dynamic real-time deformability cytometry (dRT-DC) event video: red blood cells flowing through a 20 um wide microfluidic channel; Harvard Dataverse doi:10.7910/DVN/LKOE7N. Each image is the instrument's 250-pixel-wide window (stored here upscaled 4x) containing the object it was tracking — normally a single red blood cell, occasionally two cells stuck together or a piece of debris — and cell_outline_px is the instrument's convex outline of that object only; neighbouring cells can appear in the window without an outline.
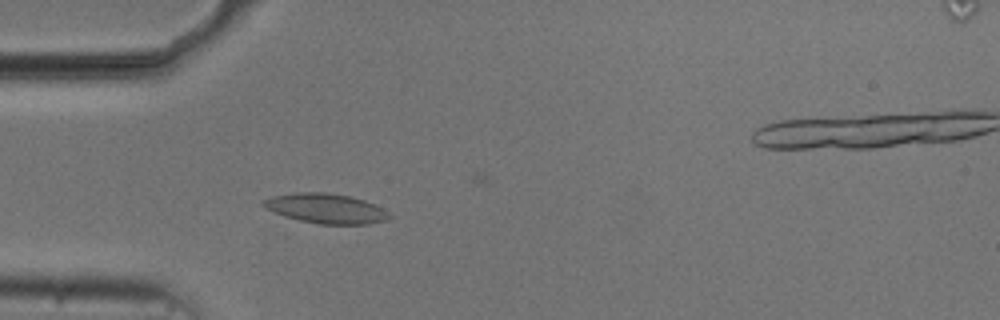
{"species": "common noctule bat (a hibernating species)", "species_latin": "Nyctalus noctula", "temperature_condition": "cold", "stored_images_in_passage": 43, "camera_frame_rate_fps": 3000, "um_per_image_px": 0.085, "animal": {"sex": "male", "body_mass_g": 20.5, "forearm_length_mm": 52.5}, "frame": {"image": 1, "passage_image": 9, "time_ms": 2.667, "image_size_px": [1000, 320], "cell_outline_px": [[392, 216], [384, 220], [368, 224], [320, 224], [300, 220], [284, 216], [264, 208], [260, 204], [260, 200], [272, 196], [292, 192], [324, 192], [348, 196], [364, 200], [384, 208]], "centroid_in_image_um": [27.64, 17.71], "position_along_channel_um": 57.4, "area_um2": 21.96}}
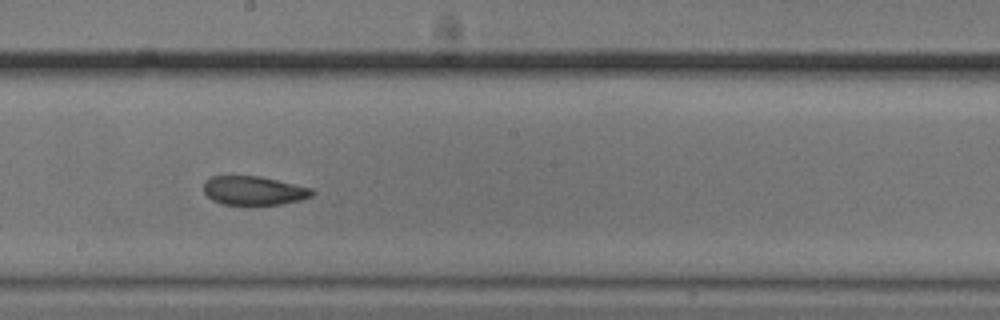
{"frame": {"image": 2, "passage_image": 23, "time_ms": 7.333, "image_size_px": [1000, 320], "cell_outline_px": [[316, 192], [312, 196], [300, 200], [280, 204], [224, 204], [212, 200], [204, 192], [204, 180], [212, 176], [260, 176], [312, 188]], "centroid_in_image_um": [21.58, 16.19], "position_along_channel_um": 226.6, "area_um2": 18.15}}
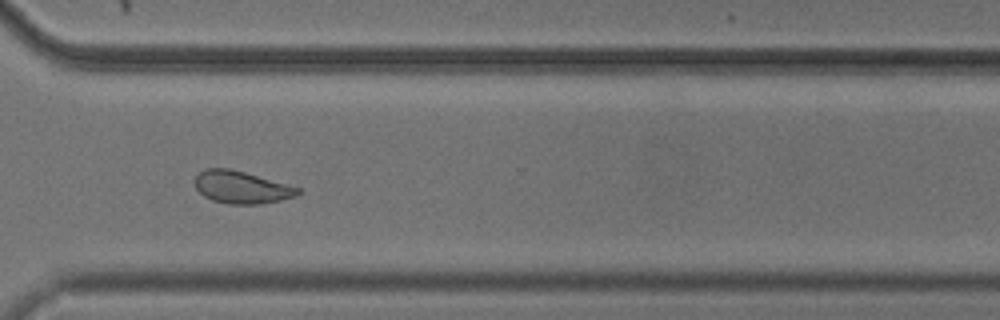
{"frame": {"image": 3, "passage_image": 33, "time_ms": 10.667, "image_size_px": [1000, 320], "cell_outline_px": [[304, 192], [296, 196], [280, 200], [260, 204], [228, 204], [212, 200], [204, 196], [196, 188], [196, 176], [204, 168], [228, 168], [244, 172], [288, 184], [300, 188]], "centroid_in_image_um": [20.56, 15.92], "position_along_channel_um": 350.0, "area_um2": 19.42}, "authors_computed_cell_mechanics": {"area_um2": 20.2878, "velocity_mm_per_s": 3.7237, "shape_relaxation_time_tau1_ms": null, "shape_relaxation_time_tau2_ms": 2.7306, "deformation_change_tau1": null, "deformation_change_tau2": 0.0786}}